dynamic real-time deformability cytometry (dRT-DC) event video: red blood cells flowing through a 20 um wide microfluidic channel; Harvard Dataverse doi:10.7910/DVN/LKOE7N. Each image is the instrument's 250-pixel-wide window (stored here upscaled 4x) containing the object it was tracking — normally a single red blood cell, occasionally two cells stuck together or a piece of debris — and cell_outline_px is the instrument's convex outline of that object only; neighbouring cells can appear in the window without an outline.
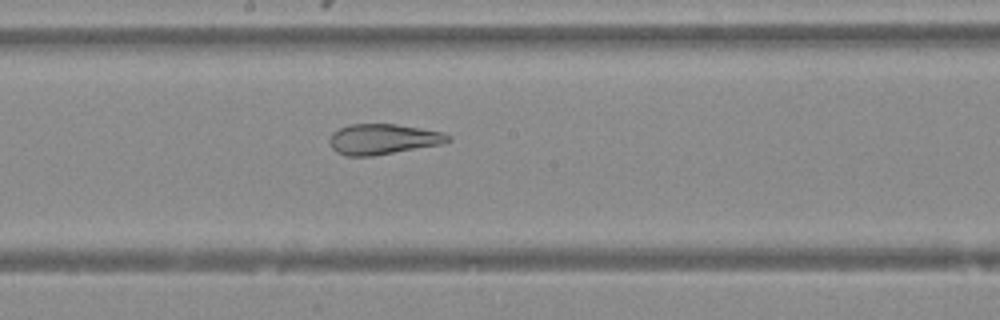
{"species": "Egyptian fruit bat (a non-hibernating species)", "species_latin": "Rousettus aegyptiacus", "temperature_condition": "warm", "stored_images_in_passage": 49, "camera_frame_rate_fps": 3000, "um_per_image_px": 0.085, "animal": {"sex": "female"}, "frame": {"image": 1, "passage_image": 27, "time_ms": 8.667, "image_size_px": [1000, 320], "cell_outline_px": [[452, 140], [440, 144], [372, 156], [348, 156], [336, 152], [332, 148], [328, 140], [332, 132], [348, 124], [396, 124], [444, 132], [452, 136]], "centroid_in_image_um": [32.54, 11.82], "position_along_channel_um": 215.7, "area_um2": 21.04}}
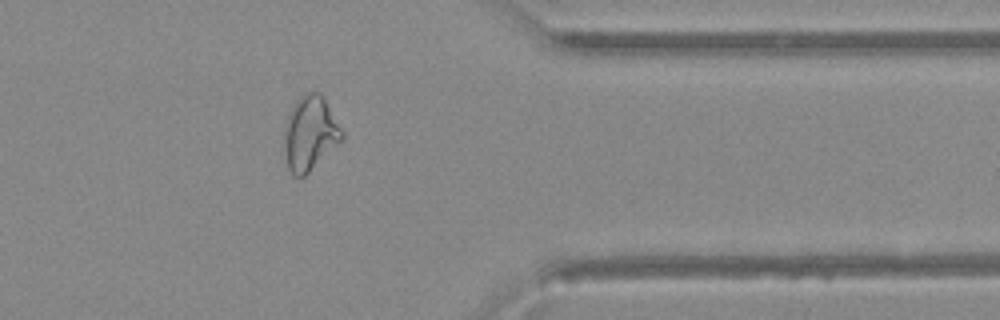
{"frame": {"image": 2, "passage_image": 40, "time_ms": 13.0, "image_size_px": [1000, 320], "cell_outline_px": [[344, 136], [300, 180], [292, 176], [284, 160], [284, 128], [288, 112], [296, 100], [304, 92], [320, 92], [344, 132]], "centroid_in_image_um": [26.29, 11.33], "position_along_channel_um": 385.1, "area_um2": 25.03}}
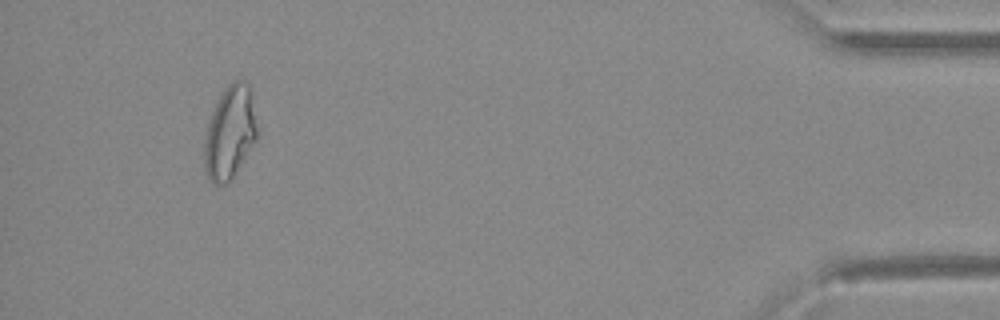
{"frame": {"image": 3, "passage_image": 46, "time_ms": 15.0, "image_size_px": [1000, 320], "cell_outline_px": [[256, 140], [228, 184], [216, 184], [208, 180], [204, 168], [204, 140], [208, 124], [216, 100], [228, 84], [232, 80], [244, 80], [248, 84], [256, 128]], "centroid_in_image_um": [19.49, 11.3], "position_along_channel_um": 415.7, "area_um2": 28.21}}